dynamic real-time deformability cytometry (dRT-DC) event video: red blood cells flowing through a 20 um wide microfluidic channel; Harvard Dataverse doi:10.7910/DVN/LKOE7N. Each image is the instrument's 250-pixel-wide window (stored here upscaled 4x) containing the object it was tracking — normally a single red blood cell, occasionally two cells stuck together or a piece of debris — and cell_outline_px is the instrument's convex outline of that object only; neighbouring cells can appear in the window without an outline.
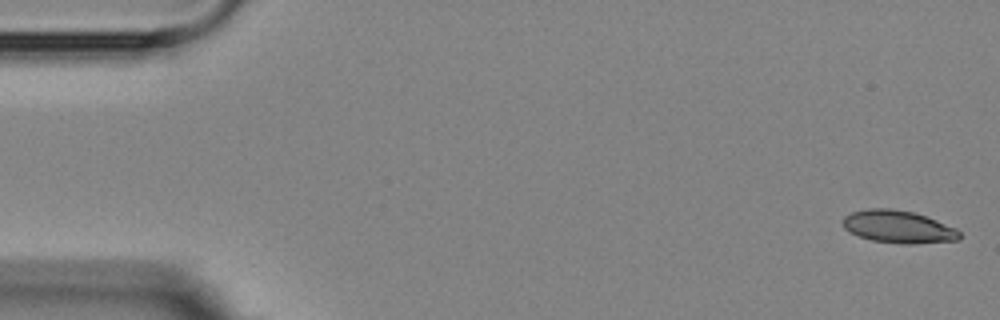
{"species": "Egyptian fruit bat (a non-hibernating species)", "species_latin": "Rousettus aegyptiacus", "temperature_condition": "room temperature", "stored_images_in_passage": 5, "camera_frame_rate_fps": 3000, "um_per_image_px": 0.085, "animal": {"sex": "female"}, "frame": {"image": 1, "passage_image": 1, "time_ms": 0.0, "image_size_px": [1000, 320], "cell_outline_px": [[960, 240], [912, 244], [900, 244], [872, 240], [848, 232], [844, 228], [844, 216], [852, 212], [868, 208], [888, 208], [912, 212], [936, 220], [956, 228], [960, 232]], "centroid_in_image_um": [76.36, 19.28], "position_along_channel_um": 8.6, "area_um2": 22.02}}
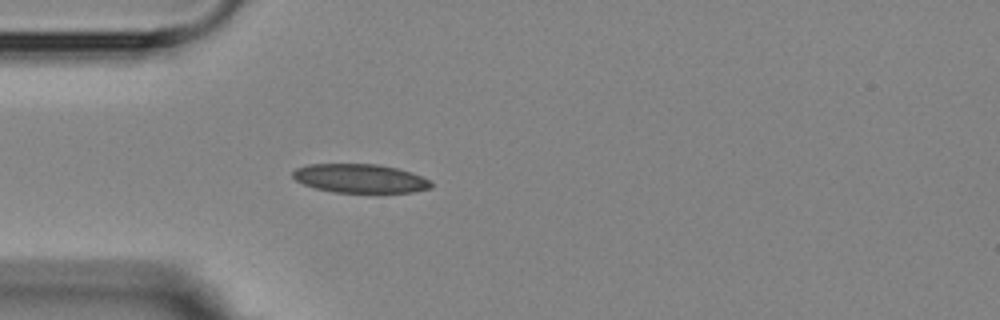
{"frame": {"image": 2, "passage_image": 5, "time_ms": 4.667, "image_size_px": [1000, 320], "cell_outline_px": [[432, 188], [412, 192], [332, 192], [316, 188], [304, 184], [296, 180], [292, 176], [292, 172], [296, 168], [308, 164], [376, 164], [396, 168], [412, 172], [428, 180], [432, 184]], "centroid_in_image_um": [30.59, 15.16], "position_along_channel_um": 54.4, "area_um2": 23.06}}